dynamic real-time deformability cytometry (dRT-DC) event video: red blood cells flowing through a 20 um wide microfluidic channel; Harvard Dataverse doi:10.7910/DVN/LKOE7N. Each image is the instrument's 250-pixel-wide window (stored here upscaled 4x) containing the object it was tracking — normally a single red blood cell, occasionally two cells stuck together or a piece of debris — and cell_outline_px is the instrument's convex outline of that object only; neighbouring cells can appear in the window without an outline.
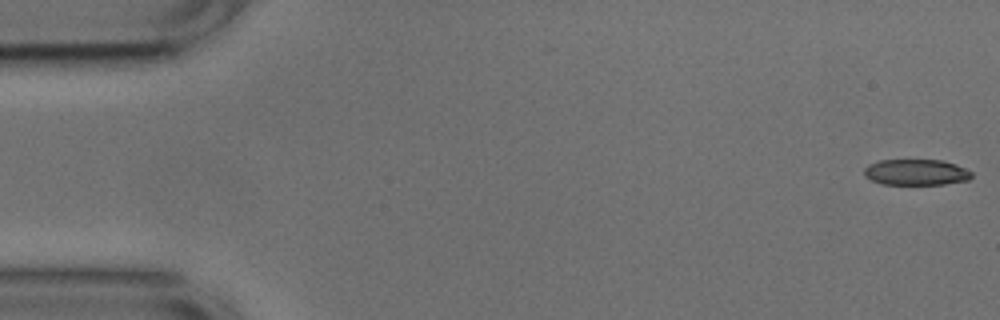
{"species": "common noctule bat (a hibernating species)", "species_latin": "Nyctalus noctula", "temperature_condition": "cold", "stored_images_in_passage": 53, "camera_frame_rate_fps": 3000, "um_per_image_px": 0.085, "animal": {"sex": "male", "body_mass_g": 17.9, "forearm_length_mm": 54.2}, "frame": {"image": 1, "passage_image": 1, "time_ms": 0.0, "image_size_px": [1000, 320], "cell_outline_px": [[972, 176], [968, 180], [944, 184], [884, 184], [872, 180], [864, 176], [864, 168], [868, 164], [880, 160], [940, 160], [956, 164], [972, 172]], "centroid_in_image_um": [77.86, 14.63], "position_along_channel_um": 7.1, "area_um2": 16.18}}
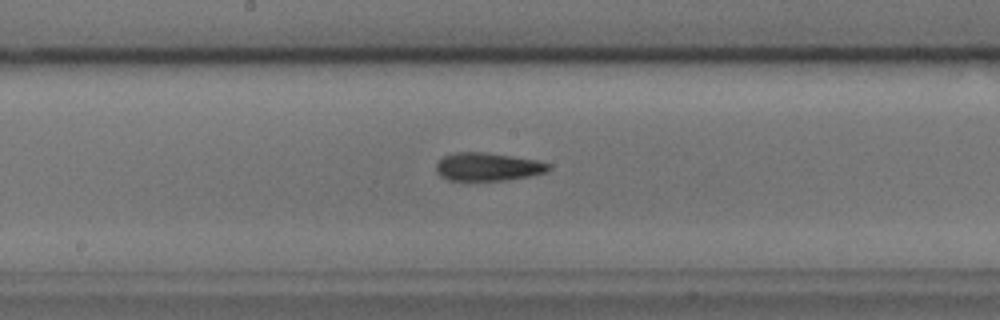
{"frame": {"image": 2, "passage_image": 27, "time_ms": 8.667, "image_size_px": [1000, 320], "cell_outline_px": [[552, 168], [548, 172], [528, 176], [504, 180], [448, 180], [440, 176], [436, 172], [436, 164], [444, 156], [452, 152], [484, 152], [512, 156], [536, 160], [552, 164]], "centroid_in_image_um": [41.47, 14.17], "position_along_channel_um": 206.7, "area_um2": 18.5}}
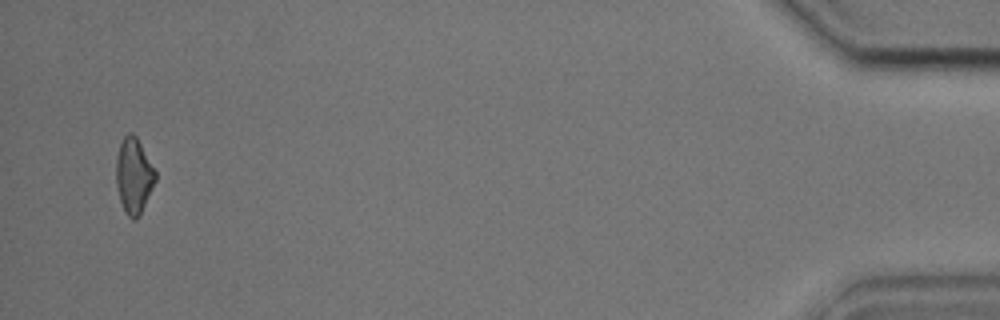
{"frame": {"image": 3, "passage_image": 51, "time_ms": 16.667, "image_size_px": [1000, 320], "cell_outline_px": [[156, 180], [136, 220], [132, 220], [124, 212], [120, 200], [116, 184], [116, 156], [120, 144], [124, 136], [128, 132], [132, 132], [136, 136], [156, 172]], "centroid_in_image_um": [11.35, 14.92], "position_along_channel_um": 423.9, "area_um2": 17.05}, "authors_computed_cell_mechanics": {"area_um2": 18.0914, "velocity_mm_per_s": 3.778, "shape_relaxation_time_tau1_ms": 10.0233, "shape_relaxation_time_tau2_ms": 3.2742, "deformation_change_tau1": 0.168, "deformation_change_tau2": 0.1216}}